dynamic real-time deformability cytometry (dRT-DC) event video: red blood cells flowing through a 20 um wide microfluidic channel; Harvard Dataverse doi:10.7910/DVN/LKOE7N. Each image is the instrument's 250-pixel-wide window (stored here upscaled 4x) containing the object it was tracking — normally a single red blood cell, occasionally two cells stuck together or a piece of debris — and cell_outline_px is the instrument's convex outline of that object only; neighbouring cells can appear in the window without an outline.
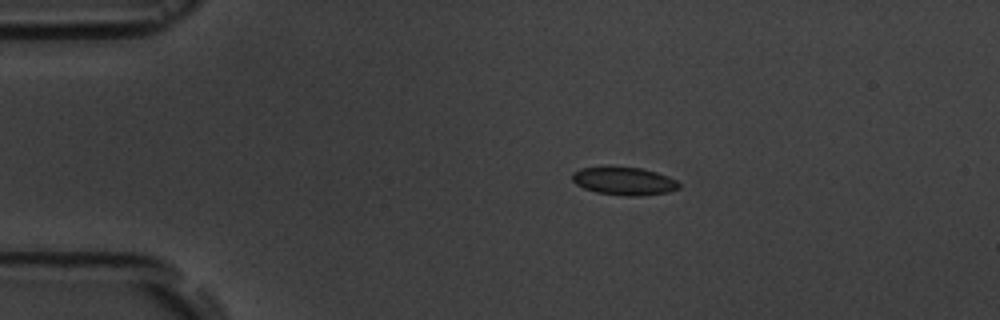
{"species": "common noctule bat (a hibernating species)", "species_latin": "Nyctalus noctula", "temperature_condition": "room temperature", "stored_images_in_passage": 4, "segment_of_instrument_passage": [1, 2], "camera_frame_rate_fps": 3000, "um_per_image_px": 0.085, "animal": {"sex": "male", "body_mass_g": 19.5, "forearm_length_mm": 54.6}, "frame": {"image": 1, "passage_image": 1, "time_ms": 0.0, "image_size_px": [1000, 320], "cell_outline_px": [[680, 188], [668, 192], [640, 196], [624, 196], [596, 192], [584, 188], [576, 184], [572, 180], [572, 172], [580, 168], [604, 164], [608, 164], [640, 168], [656, 172], [668, 176], [676, 180], [680, 184]], "centroid_in_image_um": [52.99, 15.35], "position_along_channel_um": 32.0, "area_um2": 18.09}}